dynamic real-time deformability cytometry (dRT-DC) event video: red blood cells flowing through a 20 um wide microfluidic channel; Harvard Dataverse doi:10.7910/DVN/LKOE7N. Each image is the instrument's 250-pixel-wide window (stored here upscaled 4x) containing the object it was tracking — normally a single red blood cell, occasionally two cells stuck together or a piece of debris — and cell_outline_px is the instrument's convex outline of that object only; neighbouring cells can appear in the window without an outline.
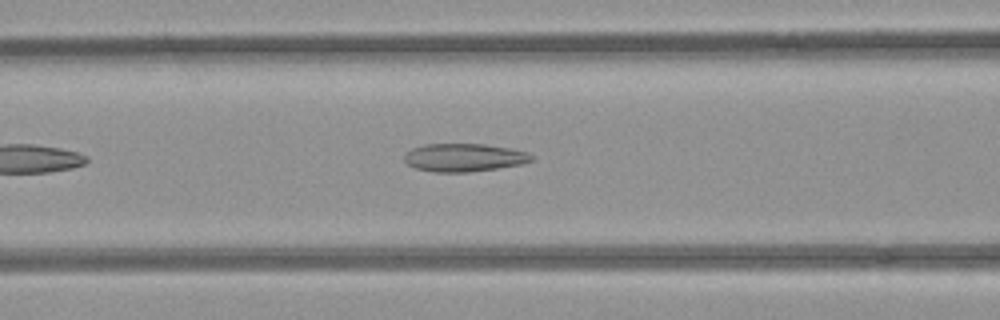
{"species": "common noctule bat (a hibernating species)", "species_latin": "Nyctalus noctula", "temperature_condition": "room temperature", "stored_images_in_passage": 19, "camera_frame_rate_fps": 3000, "um_per_image_px": 0.085, "animal": {"sex": "female", "body_mass_g": 21.9}, "frame": {"image": 1, "passage_image": 9, "time_ms": 2.667, "image_size_px": [1000, 320], "cell_outline_px": [[532, 160], [520, 164], [496, 168], [468, 172], [436, 172], [416, 168], [408, 164], [404, 160], [404, 152], [412, 148], [424, 144], [484, 144], [508, 148], [528, 152], [532, 156]], "centroid_in_image_um": [39.39, 13.38], "position_along_channel_um": 127.2, "area_um2": 20.63}}
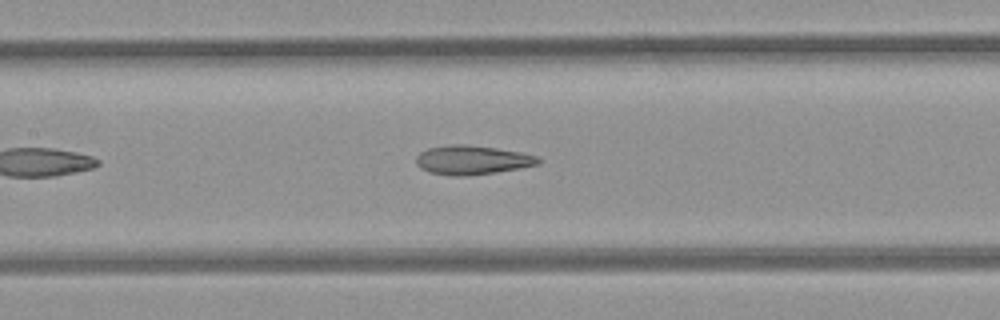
{"frame": {"image": 2, "passage_image": 12, "time_ms": 3.667, "image_size_px": [1000, 320], "cell_outline_px": [[540, 164], [520, 168], [496, 172], [468, 176], [452, 176], [428, 172], [420, 168], [416, 164], [416, 156], [420, 152], [428, 148], [452, 144], [468, 144], [496, 148], [520, 152], [536, 156], [540, 160]], "centroid_in_image_um": [40.1, 13.6], "position_along_channel_um": 167.3, "area_um2": 20.81}}
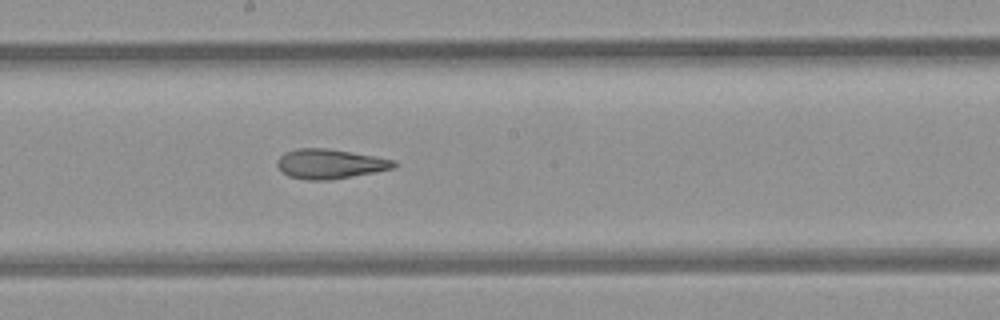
{"frame": {"image": 3, "passage_image": 16, "time_ms": 5.0, "image_size_px": [1000, 320], "cell_outline_px": [[396, 168], [376, 172], [328, 180], [308, 180], [288, 176], [280, 172], [276, 164], [280, 156], [284, 152], [296, 148], [328, 148], [396, 160]], "centroid_in_image_um": [28.02, 13.93], "position_along_channel_um": 220.2, "area_um2": 20.29}}